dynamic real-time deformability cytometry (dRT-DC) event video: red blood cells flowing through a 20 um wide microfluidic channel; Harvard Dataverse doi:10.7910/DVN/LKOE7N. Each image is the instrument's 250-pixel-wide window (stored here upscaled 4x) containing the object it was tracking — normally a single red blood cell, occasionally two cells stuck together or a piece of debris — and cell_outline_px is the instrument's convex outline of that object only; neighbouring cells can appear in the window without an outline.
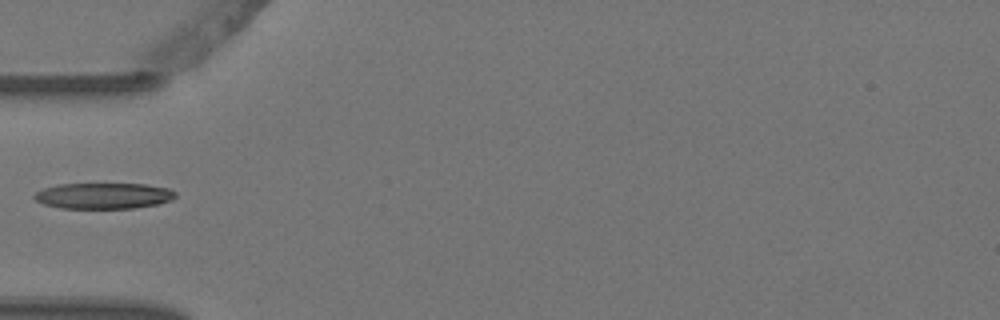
{"species": "Egyptian fruit bat (a non-hibernating species)", "species_latin": "Rousettus aegyptiacus", "temperature_condition": "warm", "stored_images_in_passage": 2, "camera_frame_rate_fps": 3000, "um_per_image_px": 0.085, "animal": {"sex": "female"}, "frame": {"image": 1, "passage_image": 1, "time_ms": 0.0, "image_size_px": [1000, 320], "cell_outline_px": [[176, 196], [172, 200], [156, 204], [132, 208], [60, 208], [44, 204], [36, 200], [32, 196], [36, 192], [44, 188], [60, 184], [144, 184], [168, 188], [176, 192]], "centroid_in_image_um": [8.8, 16.64], "position_along_channel_um": 76.2, "area_um2": 21.21}}
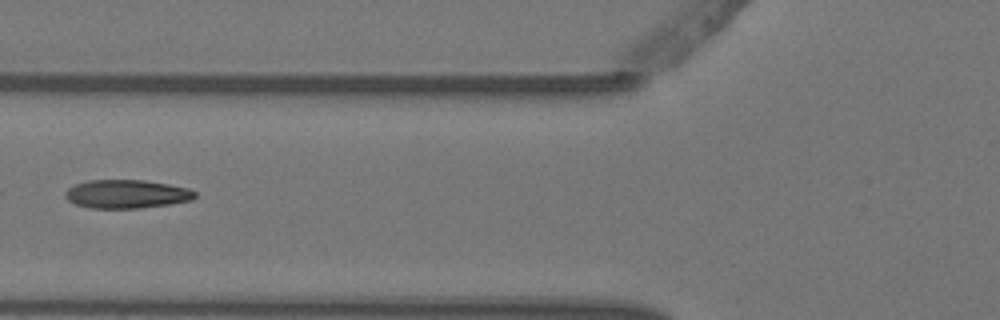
{"frame": {"image": 2, "passage_image": 2, "time_ms": 0.333, "image_size_px": [1000, 320], "cell_outline_px": [[196, 196], [192, 200], [168, 204], [140, 208], [92, 208], [76, 204], [68, 200], [64, 196], [64, 192], [68, 188], [76, 184], [88, 180], [144, 180], [168, 184], [188, 188], [196, 192]], "centroid_in_image_um": [10.75, 16.49], "position_along_channel_um": 115.0, "area_um2": 21.5}}